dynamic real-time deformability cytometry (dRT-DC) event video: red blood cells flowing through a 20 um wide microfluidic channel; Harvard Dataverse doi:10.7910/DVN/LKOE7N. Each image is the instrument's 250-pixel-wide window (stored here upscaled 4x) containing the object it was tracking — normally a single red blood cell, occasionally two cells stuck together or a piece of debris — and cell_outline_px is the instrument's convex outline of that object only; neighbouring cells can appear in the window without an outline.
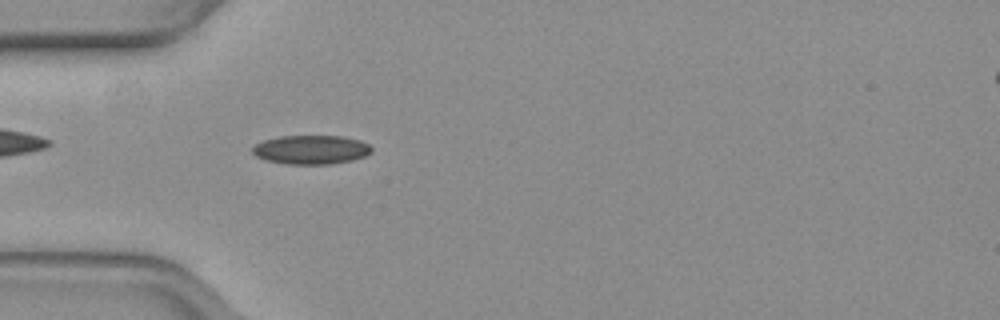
{"species": "common noctule bat (a hibernating species)", "species_latin": "Nyctalus noctula", "temperature_condition": "warm", "stored_images_in_passage": 37, "camera_frame_rate_fps": 3000, "um_per_image_px": 0.085, "animal": {"sex": "female", "body_mass_g": 19.3, "forearm_length_mm": 54.1}, "frame": {"image": 1, "passage_image": 2, "time_ms": 0.333, "image_size_px": [1000, 320], "cell_outline_px": [[372, 152], [364, 156], [352, 160], [332, 164], [284, 164], [264, 160], [256, 156], [252, 152], [252, 148], [256, 144], [264, 140], [280, 136], [344, 136], [360, 140], [368, 144], [372, 148]], "centroid_in_image_um": [26.44, 12.73], "position_along_channel_um": 58.6, "area_um2": 20.23}}
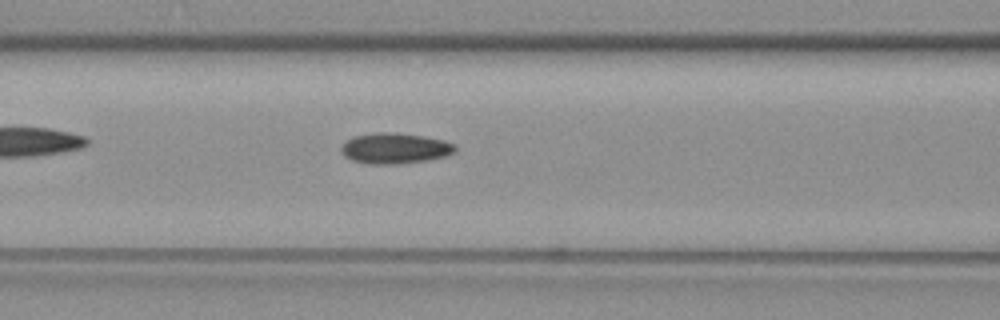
{"frame": {"image": 2, "passage_image": 8, "time_ms": 2.333, "image_size_px": [1000, 320], "cell_outline_px": [[456, 152], [444, 156], [428, 160], [400, 164], [368, 164], [352, 160], [344, 156], [340, 148], [352, 136], [376, 132], [392, 132], [424, 136], [444, 140], [452, 144], [456, 148]], "centroid_in_image_um": [33.55, 12.61], "position_along_channel_um": 133.0, "area_um2": 20.4}}
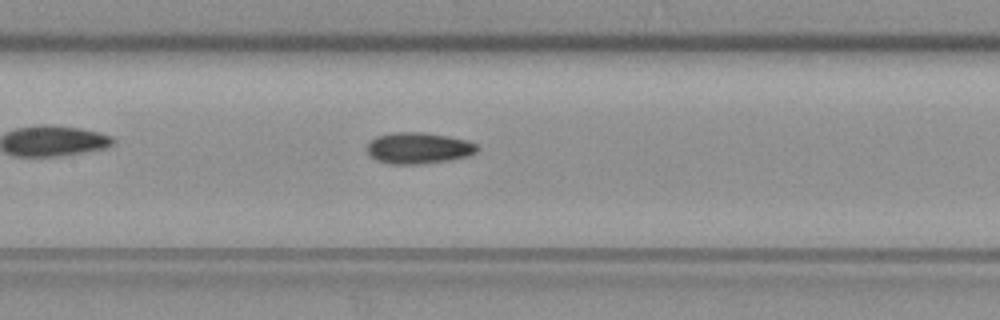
{"frame": {"image": 3, "passage_image": 11, "time_ms": 3.333, "image_size_px": [1000, 320], "cell_outline_px": [[480, 148], [476, 152], [468, 156], [448, 160], [424, 164], [388, 164], [376, 160], [368, 152], [368, 144], [376, 136], [392, 132], [424, 132], [448, 136], [468, 140], [476, 144]], "centroid_in_image_um": [35.6, 12.58], "position_along_channel_um": 171.8, "area_um2": 20.17}}